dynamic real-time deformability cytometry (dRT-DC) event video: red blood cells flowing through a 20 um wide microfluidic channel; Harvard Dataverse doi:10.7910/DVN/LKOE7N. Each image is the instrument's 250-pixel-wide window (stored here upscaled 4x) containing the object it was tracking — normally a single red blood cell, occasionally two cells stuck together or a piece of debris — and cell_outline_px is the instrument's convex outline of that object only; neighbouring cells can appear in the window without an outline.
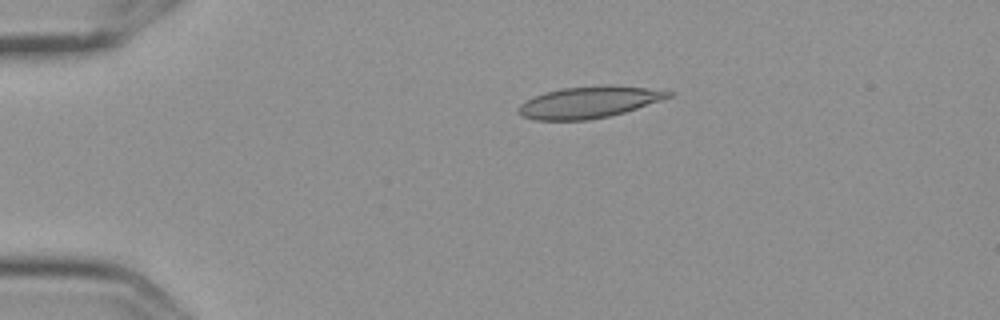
{"species": "Egyptian fruit bat (a non-hibernating species)", "species_latin": "Rousettus aegyptiacus", "temperature_condition": "cold", "stored_images_in_passage": 5, "camera_frame_rate_fps": 3000, "um_per_image_px": 0.085, "frame": {"image": 1, "passage_image": 4, "time_ms": 1.0, "image_size_px": [1000, 320], "cell_outline_px": [[676, 92], [672, 96], [624, 112], [608, 116], [588, 120], [536, 120], [524, 116], [516, 112], [520, 104], [524, 100], [544, 92], [560, 88], [600, 84], [612, 84], [648, 88]], "centroid_in_image_um": [50.04, 8.66], "position_along_channel_um": 35.0, "area_um2": 27.86}}